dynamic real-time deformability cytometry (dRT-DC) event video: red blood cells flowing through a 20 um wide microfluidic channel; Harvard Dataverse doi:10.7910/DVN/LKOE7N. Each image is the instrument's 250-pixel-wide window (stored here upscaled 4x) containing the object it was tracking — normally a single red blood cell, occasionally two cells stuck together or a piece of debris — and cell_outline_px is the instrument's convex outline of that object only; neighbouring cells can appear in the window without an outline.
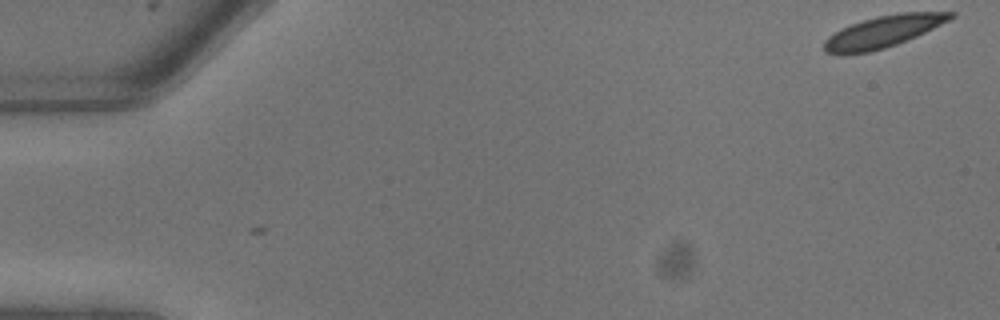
{"species": "common noctule bat (a hibernating species)", "species_latin": "Nyctalus noctula", "temperature_condition": "warm", "stored_images_in_passage": 8, "camera_frame_rate_fps": 3000, "um_per_image_px": 0.085, "animal": {"sex": "male", "body_mass_g": 13.3}, "frame": {"image": 1, "passage_image": 1, "time_ms": 0.0, "image_size_px": [1000, 320], "cell_outline_px": [[956, 16], [916, 36], [896, 44], [872, 52], [844, 56], [836, 56], [824, 52], [824, 40], [828, 36], [852, 24], [864, 20], [880, 16], [900, 12], [956, 12]], "centroid_in_image_um": [75.0, 2.73], "position_along_channel_um": 10.0, "area_um2": 23.29}}
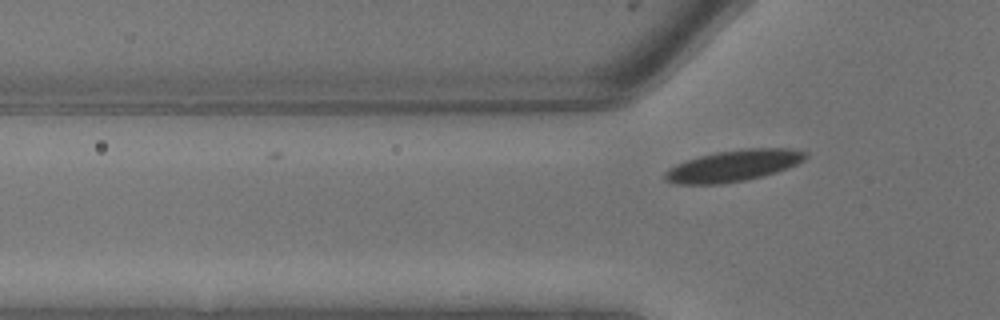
{"frame": {"image": 2, "passage_image": 8, "time_ms": 2.333, "image_size_px": [1000, 320], "cell_outline_px": [[808, 156], [804, 160], [796, 164], [776, 172], [744, 180], [724, 184], [676, 184], [664, 180], [664, 172], [668, 168], [676, 164], [700, 156], [716, 152], [748, 148], [788, 148], [808, 152]], "centroid_in_image_um": [62.33, 14.09], "position_along_channel_um": 63.5, "area_um2": 25.61}}